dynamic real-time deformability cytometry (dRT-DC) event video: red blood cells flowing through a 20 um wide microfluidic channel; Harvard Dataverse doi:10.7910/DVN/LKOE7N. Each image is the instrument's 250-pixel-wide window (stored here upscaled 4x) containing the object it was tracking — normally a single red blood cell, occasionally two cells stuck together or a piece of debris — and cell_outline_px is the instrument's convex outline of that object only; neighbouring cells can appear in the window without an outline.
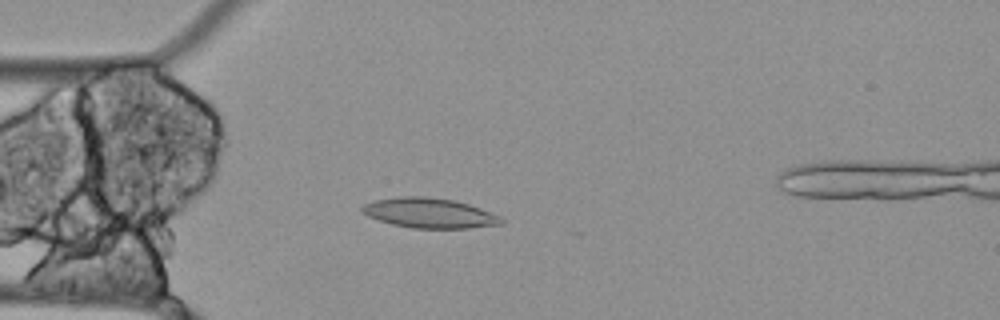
{"species": "Egyptian fruit bat (a non-hibernating species)", "species_latin": "Rousettus aegyptiacus", "temperature_condition": "cold", "stored_images_in_passage": 21, "camera_frame_rate_fps": 3000, "um_per_image_px": 0.085, "animal": {"sex": "female"}, "frame": {"image": 1, "passage_image": 9, "time_ms": 2.667, "image_size_px": [1000, 320], "cell_outline_px": [[504, 224], [468, 228], [412, 228], [392, 224], [368, 216], [360, 212], [360, 208], [364, 204], [372, 200], [400, 196], [428, 196], [456, 200], [480, 208], [500, 216], [504, 220]], "centroid_in_image_um": [36.49, 18.1], "position_along_channel_um": 48.5, "area_um2": 24.51}}
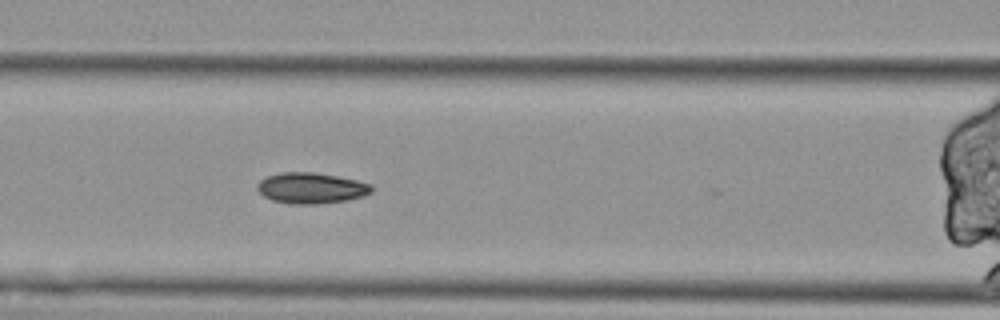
{"frame": {"image": 2, "passage_image": 17, "time_ms": 5.333, "image_size_px": [1000, 320], "cell_outline_px": [[372, 192], [364, 196], [348, 200], [316, 204], [292, 204], [272, 200], [264, 196], [256, 188], [256, 184], [264, 176], [280, 172], [316, 172], [356, 180], [372, 184]], "centroid_in_image_um": [26.43, 15.98], "position_along_channel_um": 140.2, "area_um2": 20.75}}
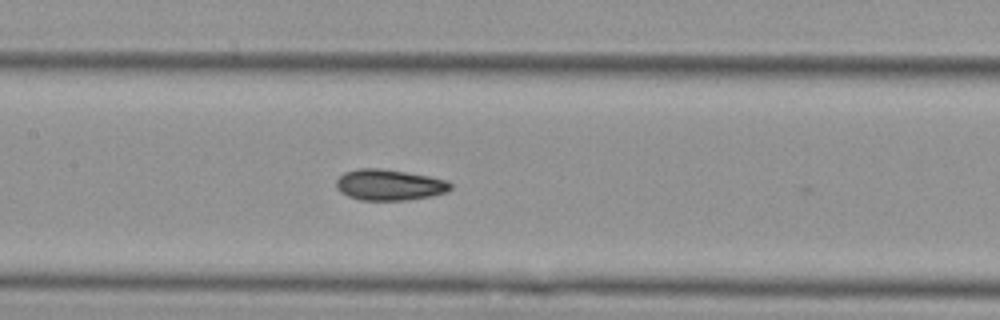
{"frame": {"image": 3, "passage_image": 20, "time_ms": 6.333, "image_size_px": [1000, 320], "cell_outline_px": [[452, 188], [448, 192], [432, 196], [404, 200], [360, 200], [348, 196], [340, 192], [336, 188], [336, 180], [344, 172], [356, 168], [380, 168], [408, 172], [448, 180], [452, 184]], "centroid_in_image_um": [33.09, 15.71], "position_along_channel_um": 174.3, "area_um2": 20.87}}